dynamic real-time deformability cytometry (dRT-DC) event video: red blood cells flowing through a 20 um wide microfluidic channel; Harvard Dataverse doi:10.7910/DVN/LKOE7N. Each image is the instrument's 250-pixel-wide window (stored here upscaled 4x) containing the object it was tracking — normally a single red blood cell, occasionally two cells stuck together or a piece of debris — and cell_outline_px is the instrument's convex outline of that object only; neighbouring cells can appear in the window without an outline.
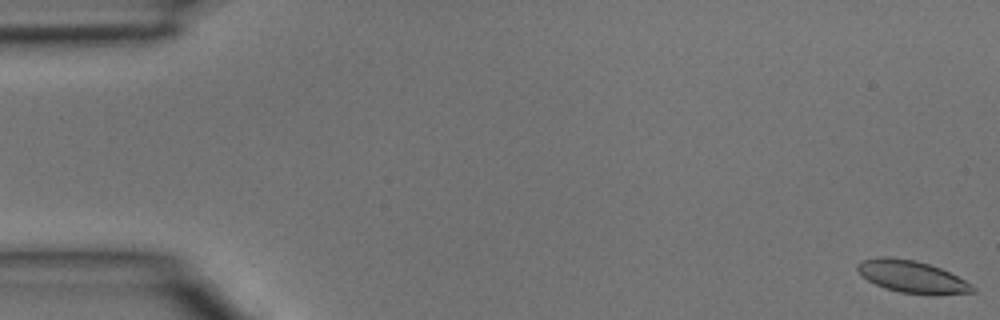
{"species": "common noctule bat (a hibernating species)", "species_latin": "Nyctalus noctula", "temperature_condition": "room temperature", "stored_images_in_passage": 4, "camera_frame_rate_fps": 3000, "um_per_image_px": 0.085, "animal": {"sex": "male", "body_mass_g": 15.6}, "frame": {"image": 1, "passage_image": 1, "time_ms": 0.0, "image_size_px": [1000, 320], "cell_outline_px": [[976, 292], [936, 296], [932, 296], [900, 292], [884, 288], [860, 276], [856, 268], [856, 264], [860, 260], [880, 256], [884, 256], [916, 260], [940, 268], [972, 284], [976, 288]], "centroid_in_image_um": [77.51, 23.54], "position_along_channel_um": 7.5, "area_um2": 22.02}}
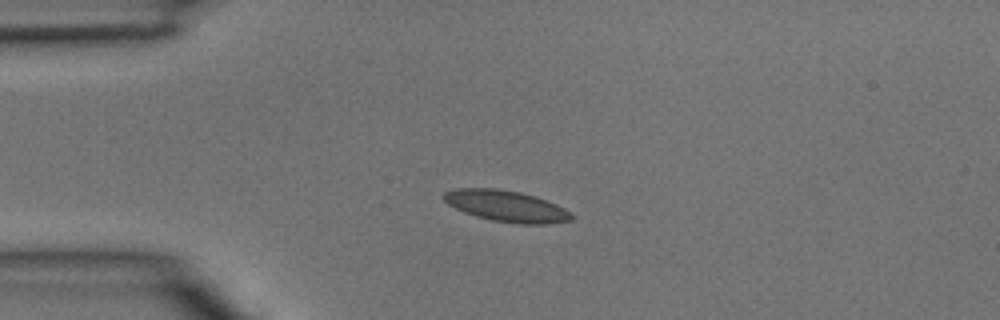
{"frame": {"image": 2, "passage_image": 4, "time_ms": 1.0, "image_size_px": [1000, 320], "cell_outline_px": [[576, 216], [572, 220], [544, 224], [520, 224], [492, 220], [476, 216], [464, 212], [448, 204], [440, 196], [444, 192], [456, 188], [496, 188], [520, 192], [536, 196], [556, 204], [564, 208]], "centroid_in_image_um": [43.04, 17.51], "position_along_channel_um": 42.0, "area_um2": 23.35}}